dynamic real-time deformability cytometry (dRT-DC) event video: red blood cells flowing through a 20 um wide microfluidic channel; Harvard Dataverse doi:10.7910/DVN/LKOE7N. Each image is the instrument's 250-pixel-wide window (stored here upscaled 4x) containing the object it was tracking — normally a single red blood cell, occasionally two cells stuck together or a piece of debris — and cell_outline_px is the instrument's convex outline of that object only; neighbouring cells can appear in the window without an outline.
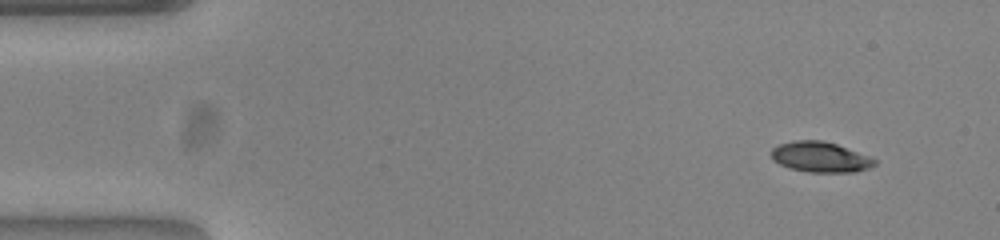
{"species": "common noctule bat (a hibernating species)", "species_latin": "Nyctalus noctula", "temperature_condition": "warm", "stored_images_in_passage": 49, "camera_frame_rate_fps": 3000, "um_per_image_px": 0.085, "animal": {"sex": "female", "body_mass_g": 23.0, "forearm_length_mm": 53.4}, "frame": {"image": 1, "passage_image": 1, "time_ms": 0.0, "image_size_px": [1000, 240], "cell_outline_px": [[876, 164], [868, 168], [856, 172], [808, 172], [788, 168], [772, 160], [772, 148], [780, 144], [796, 140], [824, 140], [836, 144], [868, 156], [876, 160]], "centroid_in_image_um": [69.71, 13.35], "position_along_channel_um": 15.3, "area_um2": 18.21}}
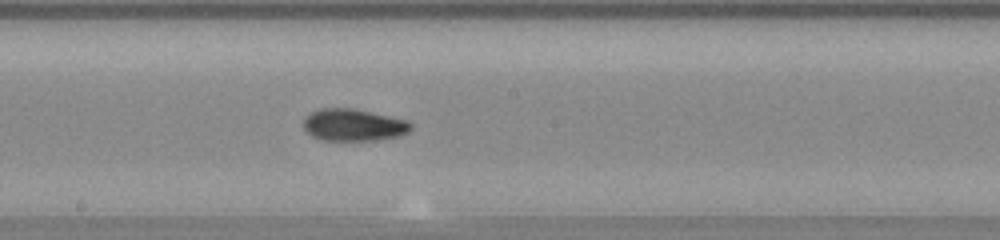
{"frame": {"image": 2, "passage_image": 25, "time_ms": 8.0, "image_size_px": [1000, 240], "cell_outline_px": [[412, 128], [408, 132], [396, 136], [368, 140], [324, 140], [312, 136], [304, 128], [304, 120], [312, 112], [320, 108], [352, 108], [388, 116], [404, 120], [412, 124]], "centroid_in_image_um": [30.02, 10.61], "position_along_channel_um": 218.2, "area_um2": 19.54}}
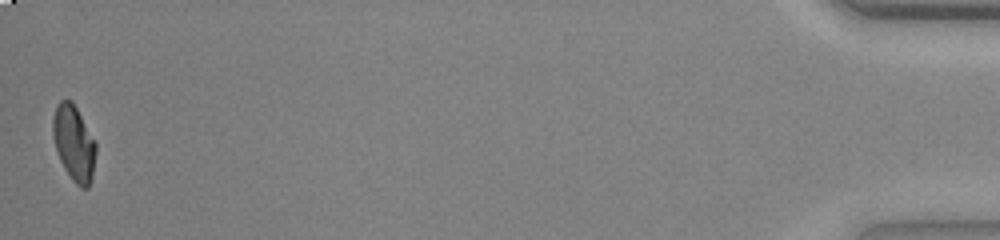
{"frame": {"image": 3, "passage_image": 49, "time_ms": 16.0, "image_size_px": [1000, 240], "cell_outline_px": [[96, 152], [92, 176], [88, 188], [80, 188], [72, 180], [64, 168], [60, 160], [52, 136], [52, 120], [56, 104], [60, 100], [72, 100], [96, 144]], "centroid_in_image_um": [6.26, 12.17], "position_along_channel_um": 428.9, "area_um2": 18.84}, "authors_computed_cell_mechanics": {"area_um2": 19.3052, "velocity_mm_per_s": 3.8705, "shape_relaxation_time_tau1_ms": 4.751, "shape_relaxation_time_tau2_ms": 1.8383, "deformation_change_tau1": 0.2095, "deformation_change_tau2": 0.0708}}